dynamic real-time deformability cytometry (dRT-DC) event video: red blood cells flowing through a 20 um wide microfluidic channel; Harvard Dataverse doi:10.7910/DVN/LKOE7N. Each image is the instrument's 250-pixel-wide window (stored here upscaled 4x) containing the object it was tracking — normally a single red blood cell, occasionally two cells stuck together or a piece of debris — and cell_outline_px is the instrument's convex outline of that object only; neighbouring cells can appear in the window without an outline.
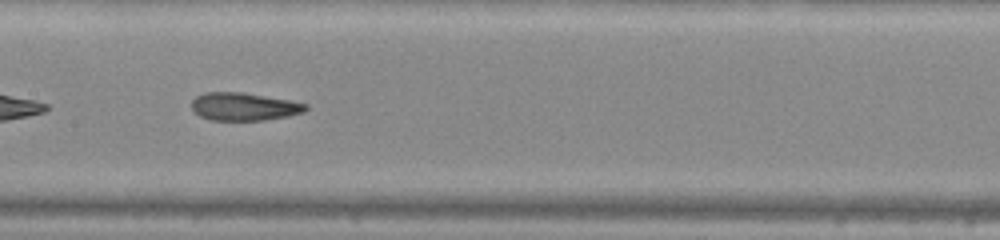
{"species": "common noctule bat (a hibernating species)", "species_latin": "Nyctalus noctula", "temperature_condition": "warm", "stored_images_in_passage": 42, "camera_frame_rate_fps": 3000, "um_per_image_px": 0.085, "animal": {"sex": "male", "body_mass_g": 20.0, "forearm_length_mm": 53.3}, "frame": {"image": 1, "passage_image": 19, "time_ms": 6.0, "image_size_px": [1000, 240], "cell_outline_px": [[308, 108], [304, 112], [288, 116], [264, 120], [212, 120], [200, 116], [192, 108], [192, 100], [196, 96], [204, 92], [244, 92], [292, 100], [308, 104]], "centroid_in_image_um": [20.77, 9.05], "position_along_channel_um": 186.6, "area_um2": 18.67}}
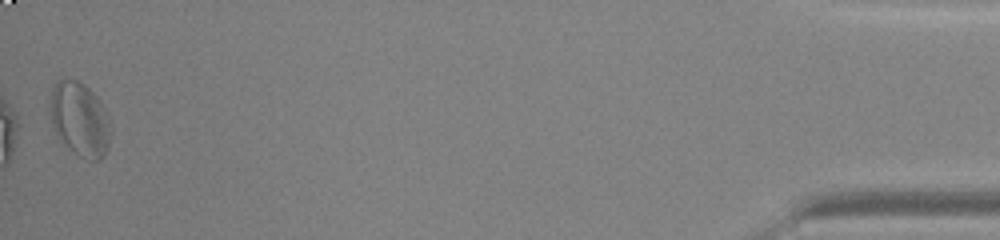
{"frame": {"image": 2, "passage_image": 42, "time_ms": 13.667, "image_size_px": [1000, 240], "cell_outline_px": [[112, 132], [104, 156], [100, 160], [92, 160], [80, 156], [68, 148], [60, 140], [52, 124], [52, 88], [56, 80], [76, 80], [84, 84], [96, 96], [112, 128]], "centroid_in_image_um": [6.8, 10.17], "position_along_channel_um": 428.4, "area_um2": 25.49}, "authors_computed_cell_mechanics": {"area_um2": 20.4034, "velocity_mm_per_s": 4.2986, "shape_relaxation_time_tau1_ms": null, "shape_relaxation_time_tau2_ms": 1.7476, "deformation_change_tau1": null, "deformation_change_tau2": 0.0829}}